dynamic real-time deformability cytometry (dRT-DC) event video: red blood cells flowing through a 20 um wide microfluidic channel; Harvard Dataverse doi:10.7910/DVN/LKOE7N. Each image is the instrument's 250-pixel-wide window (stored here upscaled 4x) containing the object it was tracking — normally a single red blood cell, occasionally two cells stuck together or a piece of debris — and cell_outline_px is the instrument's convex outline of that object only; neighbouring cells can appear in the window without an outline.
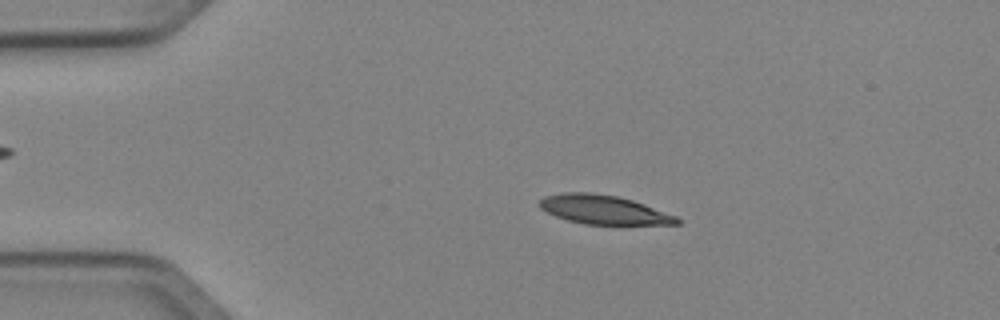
{"species": "Egyptian fruit bat (a non-hibernating species)", "species_latin": "Rousettus aegyptiacus", "temperature_condition": "cold", "stored_images_in_passage": 50, "camera_frame_rate_fps": 3000, "um_per_image_px": 0.085, "animal": {"sex": "female"}, "frame": {"image": 1, "passage_image": 10, "time_ms": 3.0, "image_size_px": [1000, 320], "cell_outline_px": [[680, 224], [584, 224], [568, 220], [556, 216], [540, 208], [540, 200], [544, 196], [564, 192], [592, 192], [616, 196], [632, 200], [644, 204], [676, 216], [680, 220]], "centroid_in_image_um": [51.29, 17.81], "position_along_channel_um": 33.7, "area_um2": 22.95}}
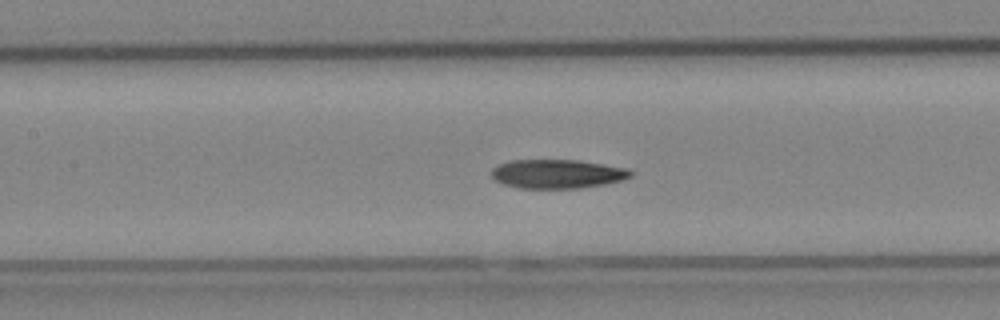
{"frame": {"image": 2, "passage_image": 23, "time_ms": 7.333, "image_size_px": [1000, 320], "cell_outline_px": [[632, 176], [620, 180], [604, 184], [580, 188], [520, 188], [504, 184], [496, 180], [492, 176], [492, 168], [500, 164], [512, 160], [580, 160], [628, 168], [632, 172]], "centroid_in_image_um": [47.39, 14.77], "position_along_channel_um": 160.0, "area_um2": 23.35}}
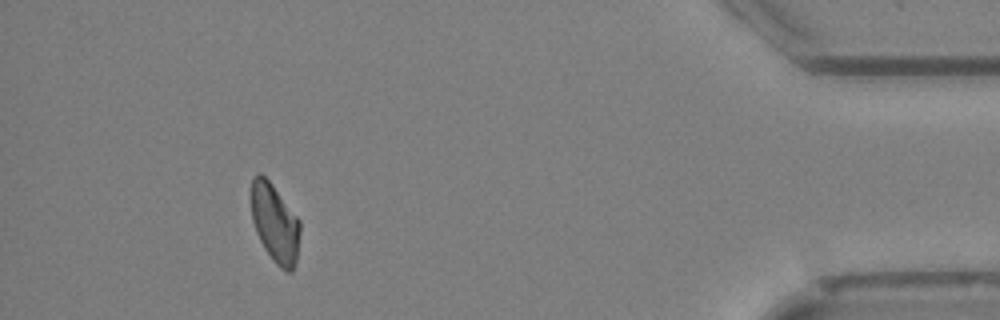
{"frame": {"image": 3, "passage_image": 46, "time_ms": 15.0, "image_size_px": [1000, 320], "cell_outline_px": [[300, 232], [296, 264], [292, 272], [288, 272], [280, 268], [276, 264], [264, 248], [256, 232], [252, 220], [252, 176], [256, 172], [260, 172], [272, 184], [300, 220]], "centroid_in_image_um": [23.38, 18.98], "position_along_channel_um": 411.8, "area_um2": 22.37}, "authors_computed_cell_mechanics": {"area_um2": 23.4379, "velocity_mm_per_s": 4.0332, "shape_relaxation_time_tau1_ms": 6.3884, "shape_relaxation_time_tau2_ms": null, "deformation_change_tau1": 0.1566, "deformation_change_tau2": null}}